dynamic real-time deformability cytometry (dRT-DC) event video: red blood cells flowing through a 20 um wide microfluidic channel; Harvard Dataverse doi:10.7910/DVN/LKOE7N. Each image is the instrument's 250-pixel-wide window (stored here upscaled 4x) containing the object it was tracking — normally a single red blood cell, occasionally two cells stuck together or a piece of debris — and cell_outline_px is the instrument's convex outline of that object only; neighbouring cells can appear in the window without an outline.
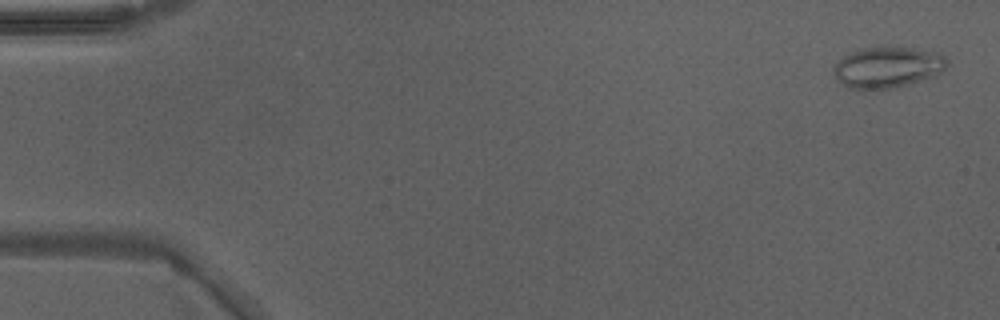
{"species": "Egyptian fruit bat (a non-hibernating species)", "species_latin": "Rousettus aegyptiacus", "temperature_condition": "warm", "stored_images_in_passage": 48, "camera_frame_rate_fps": 3000, "um_per_image_px": 0.085, "animal": {"sex": "male"}, "frame": {"image": 1, "passage_image": 2, "time_ms": 0.333, "image_size_px": [1000, 320], "cell_outline_px": [[948, 64], [936, 76], [896, 88], [848, 88], [832, 72], [832, 68], [844, 56], [852, 52], [864, 48], [884, 44], [940, 52], [948, 60]], "centroid_in_image_um": [75.5, 5.68], "position_along_channel_um": 9.5, "area_um2": 27.4}}
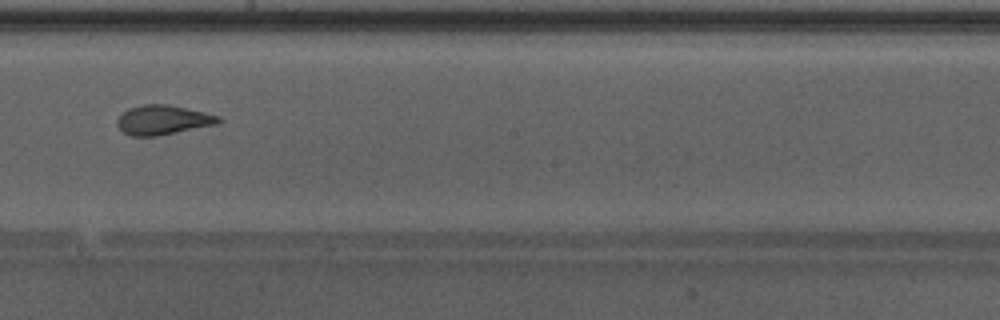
{"frame": {"image": 2, "passage_image": 28, "time_ms": 9.0, "image_size_px": [1000, 320], "cell_outline_px": [[220, 120], [216, 124], [156, 136], [132, 136], [124, 132], [116, 124], [116, 120], [128, 108], [140, 104], [168, 104], [204, 112], [220, 116]], "centroid_in_image_um": [13.81, 10.18], "position_along_channel_um": 234.4, "area_um2": 17.22}}
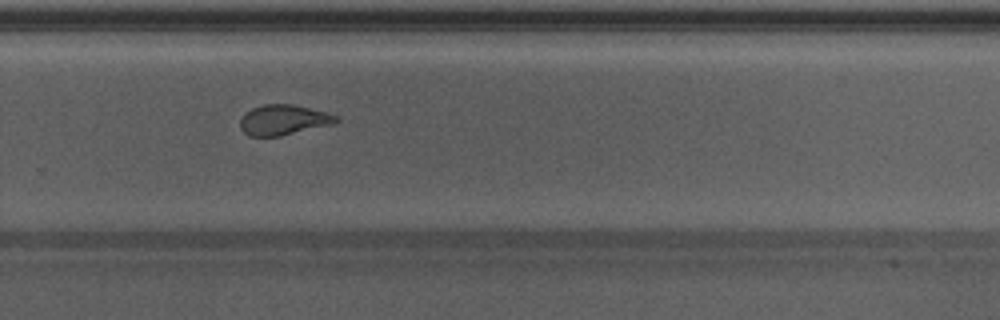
{"frame": {"image": 3, "passage_image": 33, "time_ms": 10.667, "image_size_px": [1000, 320], "cell_outline_px": [[340, 120], [332, 124], [280, 136], [248, 136], [240, 128], [240, 120], [244, 112], [252, 108], [264, 104], [292, 104], [324, 112], [336, 116]], "centroid_in_image_um": [24.04, 10.19], "position_along_channel_um": 305.8, "area_um2": 16.76}, "authors_computed_cell_mechanics": {"area_um2": 18.8428, "velocity_mm_per_s": 4.3039, "shape_relaxation_time_tau1_ms": null, "shape_relaxation_time_tau2_ms": 1.0386, "deformation_change_tau1": null, "deformation_change_tau2": 0.092}}